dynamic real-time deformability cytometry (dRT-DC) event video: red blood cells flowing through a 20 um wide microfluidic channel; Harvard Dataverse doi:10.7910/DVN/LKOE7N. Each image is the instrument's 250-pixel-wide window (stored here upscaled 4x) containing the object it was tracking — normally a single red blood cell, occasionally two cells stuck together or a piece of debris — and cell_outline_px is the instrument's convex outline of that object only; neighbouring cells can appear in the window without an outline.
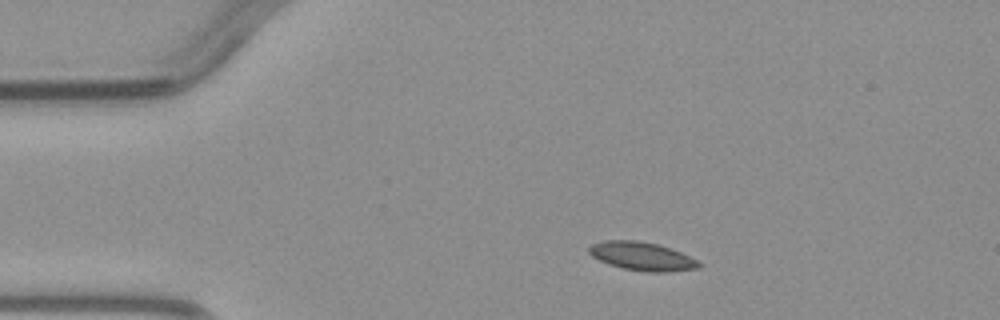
{"species": "common noctule bat (a hibernating species)", "species_latin": "Nyctalus noctula", "temperature_condition": "warm", "stored_images_in_passage": 2, "camera_frame_rate_fps": 3000, "um_per_image_px": 0.085, "animal": {"sex": "male", "body_mass_g": 23.1, "forearm_length_mm": 52.7}, "frame": {"image": 1, "passage_image": 1, "time_ms": 0.0, "image_size_px": [1000, 320], "cell_outline_px": [[704, 264], [700, 268], [668, 272], [648, 272], [624, 268], [608, 264], [592, 256], [588, 252], [588, 248], [592, 244], [604, 240], [636, 240], [656, 244], [672, 248]], "centroid_in_image_um": [54.58, 21.78], "position_along_channel_um": 30.4, "area_um2": 18.21}}